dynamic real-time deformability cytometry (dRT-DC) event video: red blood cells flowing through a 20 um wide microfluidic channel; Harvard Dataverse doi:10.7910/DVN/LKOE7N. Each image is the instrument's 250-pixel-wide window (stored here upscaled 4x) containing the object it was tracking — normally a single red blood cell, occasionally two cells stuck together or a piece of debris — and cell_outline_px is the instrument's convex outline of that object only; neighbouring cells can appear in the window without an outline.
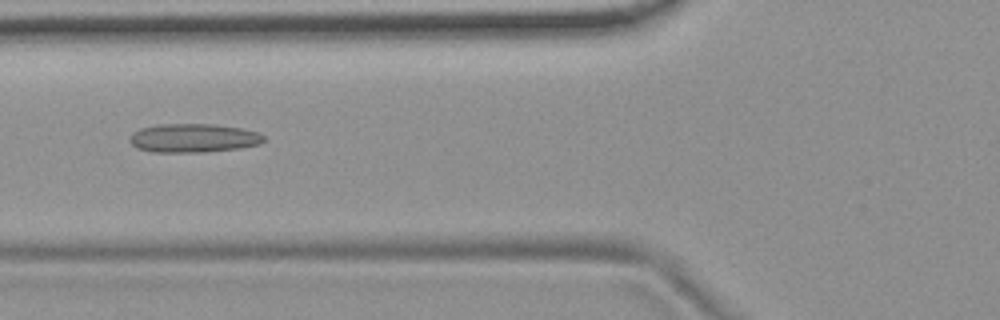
{"species": "common noctule bat (a hibernating species)", "species_latin": "Nyctalus noctula", "temperature_condition": "room temperature", "stored_images_in_passage": 55, "camera_frame_rate_fps": 3000, "um_per_image_px": 0.085, "animal": {"sex": "female", "body_mass_g": 19.9}, "frame": {"image": 1, "passage_image": 21, "time_ms": 6.667, "image_size_px": [1000, 320], "cell_outline_px": [[264, 140], [260, 144], [240, 148], [204, 152], [152, 152], [136, 148], [128, 140], [128, 136], [132, 132], [140, 128], [156, 124], [212, 124], [240, 128], [260, 132], [264, 136]], "centroid_in_image_um": [16.4, 11.73], "position_along_channel_um": 109.4, "area_um2": 22.72}}
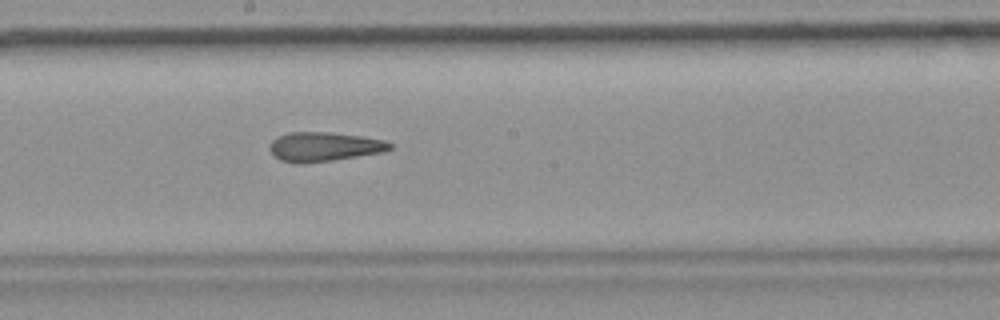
{"frame": {"image": 2, "passage_image": 30, "time_ms": 9.667, "image_size_px": [1000, 320], "cell_outline_px": [[392, 148], [384, 152], [332, 160], [296, 164], [280, 160], [272, 156], [268, 148], [268, 144], [276, 136], [288, 132], [332, 132], [360, 136], [384, 140], [392, 144]], "centroid_in_image_um": [27.48, 12.47], "position_along_channel_um": 220.7, "area_um2": 20.75}}
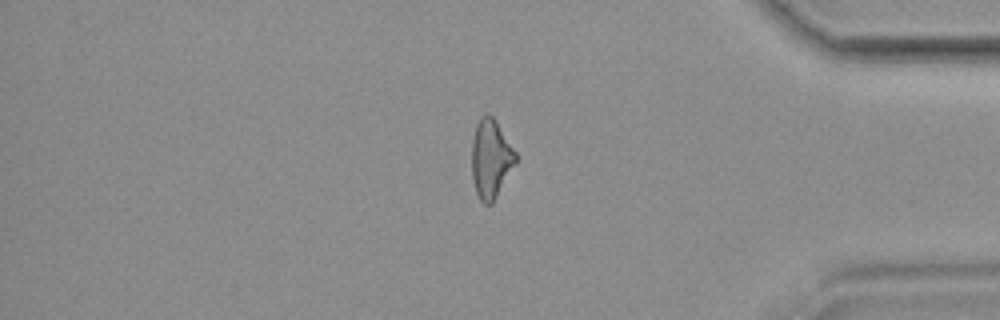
{"frame": {"image": 3, "passage_image": 46, "time_ms": 15.0, "image_size_px": [1000, 320], "cell_outline_px": [[516, 164], [492, 204], [484, 204], [480, 200], [476, 192], [472, 180], [472, 140], [476, 124], [480, 116], [488, 112], [496, 120], [516, 152]], "centroid_in_image_um": [41.71, 13.48], "position_along_channel_um": 393.5, "area_um2": 20.35}, "authors_computed_cell_mechanics": {"area_um2": 21.6172, "velocity_mm_per_s": 3.71, "shape_relaxation_time_tau1_ms": null, "shape_relaxation_time_tau2_ms": 3.6153, "deformation_change_tau1": null, "deformation_change_tau2": 0.1628}}